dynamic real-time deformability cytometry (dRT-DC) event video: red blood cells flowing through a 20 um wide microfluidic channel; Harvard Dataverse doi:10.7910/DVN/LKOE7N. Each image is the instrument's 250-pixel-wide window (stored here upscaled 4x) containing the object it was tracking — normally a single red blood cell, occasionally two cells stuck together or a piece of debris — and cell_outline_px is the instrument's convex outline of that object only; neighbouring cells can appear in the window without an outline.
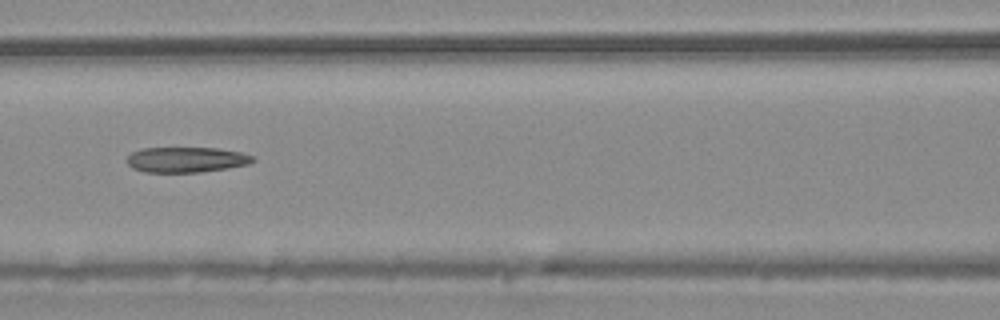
{"species": "common noctule bat (a hibernating species)", "species_latin": "Nyctalus noctula", "temperature_condition": "warm", "stored_images_in_passage": 23, "camera_frame_rate_fps": 3000, "um_per_image_px": 0.085, "animal": {"sex": "male", "body_mass_g": 20.4}, "frame": {"image": 1, "passage_image": 10, "time_ms": 3.0, "image_size_px": [1000, 320], "cell_outline_px": [[256, 160], [248, 164], [228, 168], [200, 172], [144, 172], [132, 168], [128, 164], [128, 156], [132, 152], [140, 148], [216, 148], [240, 152], [256, 156]], "centroid_in_image_um": [15.86, 13.57], "position_along_channel_um": 150.7, "area_um2": 18.67}}